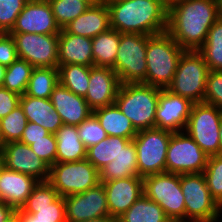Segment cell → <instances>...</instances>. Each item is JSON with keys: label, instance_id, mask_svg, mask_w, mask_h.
I'll list each match as a JSON object with an SVG mask.
<instances>
[{"label": "cell", "instance_id": "cell-1", "mask_svg": "<svg viewBox=\"0 0 222 222\" xmlns=\"http://www.w3.org/2000/svg\"><path fill=\"white\" fill-rule=\"evenodd\" d=\"M217 19L216 0H175L168 4L167 32L183 50L198 51Z\"/></svg>", "mask_w": 222, "mask_h": 222}, {"label": "cell", "instance_id": "cell-2", "mask_svg": "<svg viewBox=\"0 0 222 222\" xmlns=\"http://www.w3.org/2000/svg\"><path fill=\"white\" fill-rule=\"evenodd\" d=\"M107 6L110 26L120 33L155 35L167 31L165 0H121Z\"/></svg>", "mask_w": 222, "mask_h": 222}, {"label": "cell", "instance_id": "cell-3", "mask_svg": "<svg viewBox=\"0 0 222 222\" xmlns=\"http://www.w3.org/2000/svg\"><path fill=\"white\" fill-rule=\"evenodd\" d=\"M184 51L167 31L147 35V72L144 84L167 89Z\"/></svg>", "mask_w": 222, "mask_h": 222}, {"label": "cell", "instance_id": "cell-4", "mask_svg": "<svg viewBox=\"0 0 222 222\" xmlns=\"http://www.w3.org/2000/svg\"><path fill=\"white\" fill-rule=\"evenodd\" d=\"M161 88L144 83L121 84L115 104L137 131L156 127V108Z\"/></svg>", "mask_w": 222, "mask_h": 222}, {"label": "cell", "instance_id": "cell-5", "mask_svg": "<svg viewBox=\"0 0 222 222\" xmlns=\"http://www.w3.org/2000/svg\"><path fill=\"white\" fill-rule=\"evenodd\" d=\"M209 67L199 51L185 50L167 90L190 99L193 103L204 102L205 84Z\"/></svg>", "mask_w": 222, "mask_h": 222}, {"label": "cell", "instance_id": "cell-6", "mask_svg": "<svg viewBox=\"0 0 222 222\" xmlns=\"http://www.w3.org/2000/svg\"><path fill=\"white\" fill-rule=\"evenodd\" d=\"M180 184L185 201V222L222 221L221 207L212 198L203 173L182 174Z\"/></svg>", "mask_w": 222, "mask_h": 222}, {"label": "cell", "instance_id": "cell-7", "mask_svg": "<svg viewBox=\"0 0 222 222\" xmlns=\"http://www.w3.org/2000/svg\"><path fill=\"white\" fill-rule=\"evenodd\" d=\"M143 193L158 203L171 222H185V201L176 173H158L143 178Z\"/></svg>", "mask_w": 222, "mask_h": 222}, {"label": "cell", "instance_id": "cell-8", "mask_svg": "<svg viewBox=\"0 0 222 222\" xmlns=\"http://www.w3.org/2000/svg\"><path fill=\"white\" fill-rule=\"evenodd\" d=\"M147 35L120 33L114 71L121 84L144 83L147 64Z\"/></svg>", "mask_w": 222, "mask_h": 222}, {"label": "cell", "instance_id": "cell-9", "mask_svg": "<svg viewBox=\"0 0 222 222\" xmlns=\"http://www.w3.org/2000/svg\"><path fill=\"white\" fill-rule=\"evenodd\" d=\"M222 111L205 102L194 103L184 130L208 155L220 154V122Z\"/></svg>", "mask_w": 222, "mask_h": 222}, {"label": "cell", "instance_id": "cell-10", "mask_svg": "<svg viewBox=\"0 0 222 222\" xmlns=\"http://www.w3.org/2000/svg\"><path fill=\"white\" fill-rule=\"evenodd\" d=\"M172 133L156 127L137 132L133 141L140 177L166 172L167 149Z\"/></svg>", "mask_w": 222, "mask_h": 222}, {"label": "cell", "instance_id": "cell-11", "mask_svg": "<svg viewBox=\"0 0 222 222\" xmlns=\"http://www.w3.org/2000/svg\"><path fill=\"white\" fill-rule=\"evenodd\" d=\"M48 182L61 197L83 193L101 183L100 172L87 159L53 164Z\"/></svg>", "mask_w": 222, "mask_h": 222}, {"label": "cell", "instance_id": "cell-12", "mask_svg": "<svg viewBox=\"0 0 222 222\" xmlns=\"http://www.w3.org/2000/svg\"><path fill=\"white\" fill-rule=\"evenodd\" d=\"M208 158L187 133L174 132L168 144L166 172L179 175L203 173Z\"/></svg>", "mask_w": 222, "mask_h": 222}, {"label": "cell", "instance_id": "cell-13", "mask_svg": "<svg viewBox=\"0 0 222 222\" xmlns=\"http://www.w3.org/2000/svg\"><path fill=\"white\" fill-rule=\"evenodd\" d=\"M15 40L19 59L34 68L58 67V34L9 33Z\"/></svg>", "mask_w": 222, "mask_h": 222}, {"label": "cell", "instance_id": "cell-14", "mask_svg": "<svg viewBox=\"0 0 222 222\" xmlns=\"http://www.w3.org/2000/svg\"><path fill=\"white\" fill-rule=\"evenodd\" d=\"M66 222H83L109 216L103 183L79 194L64 197Z\"/></svg>", "mask_w": 222, "mask_h": 222}, {"label": "cell", "instance_id": "cell-15", "mask_svg": "<svg viewBox=\"0 0 222 222\" xmlns=\"http://www.w3.org/2000/svg\"><path fill=\"white\" fill-rule=\"evenodd\" d=\"M48 0H28L9 33L59 34Z\"/></svg>", "mask_w": 222, "mask_h": 222}, {"label": "cell", "instance_id": "cell-16", "mask_svg": "<svg viewBox=\"0 0 222 222\" xmlns=\"http://www.w3.org/2000/svg\"><path fill=\"white\" fill-rule=\"evenodd\" d=\"M193 104L188 98L161 89L156 108V128L173 133L184 131Z\"/></svg>", "mask_w": 222, "mask_h": 222}, {"label": "cell", "instance_id": "cell-17", "mask_svg": "<svg viewBox=\"0 0 222 222\" xmlns=\"http://www.w3.org/2000/svg\"><path fill=\"white\" fill-rule=\"evenodd\" d=\"M1 148L8 169L31 175L39 181H48L50 166L40 159L29 145L20 141H11Z\"/></svg>", "mask_w": 222, "mask_h": 222}, {"label": "cell", "instance_id": "cell-18", "mask_svg": "<svg viewBox=\"0 0 222 222\" xmlns=\"http://www.w3.org/2000/svg\"><path fill=\"white\" fill-rule=\"evenodd\" d=\"M107 195L109 216L117 220L143 195V178L132 176L101 182Z\"/></svg>", "mask_w": 222, "mask_h": 222}, {"label": "cell", "instance_id": "cell-19", "mask_svg": "<svg viewBox=\"0 0 222 222\" xmlns=\"http://www.w3.org/2000/svg\"><path fill=\"white\" fill-rule=\"evenodd\" d=\"M120 86L119 77L112 68L91 66L89 88L84 98L92 110L109 106L115 104Z\"/></svg>", "mask_w": 222, "mask_h": 222}, {"label": "cell", "instance_id": "cell-20", "mask_svg": "<svg viewBox=\"0 0 222 222\" xmlns=\"http://www.w3.org/2000/svg\"><path fill=\"white\" fill-rule=\"evenodd\" d=\"M50 100L64 125L78 126L93 114L84 97L74 94L60 83L54 88Z\"/></svg>", "mask_w": 222, "mask_h": 222}, {"label": "cell", "instance_id": "cell-21", "mask_svg": "<svg viewBox=\"0 0 222 222\" xmlns=\"http://www.w3.org/2000/svg\"><path fill=\"white\" fill-rule=\"evenodd\" d=\"M38 182L39 180L31 175L13 171L5 166L0 172V197L3 203L15 210L21 209Z\"/></svg>", "mask_w": 222, "mask_h": 222}, {"label": "cell", "instance_id": "cell-22", "mask_svg": "<svg viewBox=\"0 0 222 222\" xmlns=\"http://www.w3.org/2000/svg\"><path fill=\"white\" fill-rule=\"evenodd\" d=\"M68 64L94 66L92 39L61 29L58 34V67Z\"/></svg>", "mask_w": 222, "mask_h": 222}, {"label": "cell", "instance_id": "cell-23", "mask_svg": "<svg viewBox=\"0 0 222 222\" xmlns=\"http://www.w3.org/2000/svg\"><path fill=\"white\" fill-rule=\"evenodd\" d=\"M111 28L108 6L101 3L90 6L84 13L72 20L63 29L67 33L93 39Z\"/></svg>", "mask_w": 222, "mask_h": 222}, {"label": "cell", "instance_id": "cell-24", "mask_svg": "<svg viewBox=\"0 0 222 222\" xmlns=\"http://www.w3.org/2000/svg\"><path fill=\"white\" fill-rule=\"evenodd\" d=\"M20 106L28 122H33L55 134L63 125L60 115L54 109L50 99L35 98L23 94L20 97Z\"/></svg>", "mask_w": 222, "mask_h": 222}, {"label": "cell", "instance_id": "cell-25", "mask_svg": "<svg viewBox=\"0 0 222 222\" xmlns=\"http://www.w3.org/2000/svg\"><path fill=\"white\" fill-rule=\"evenodd\" d=\"M108 136L124 137L130 140L137 135L132 122L121 112L116 104L93 110Z\"/></svg>", "mask_w": 222, "mask_h": 222}, {"label": "cell", "instance_id": "cell-26", "mask_svg": "<svg viewBox=\"0 0 222 222\" xmlns=\"http://www.w3.org/2000/svg\"><path fill=\"white\" fill-rule=\"evenodd\" d=\"M55 136L57 139L56 163L86 159L87 148L80 140L77 126L63 124Z\"/></svg>", "mask_w": 222, "mask_h": 222}, {"label": "cell", "instance_id": "cell-27", "mask_svg": "<svg viewBox=\"0 0 222 222\" xmlns=\"http://www.w3.org/2000/svg\"><path fill=\"white\" fill-rule=\"evenodd\" d=\"M100 172V182L120 178L139 176L137 168V150L133 140H130L114 161L107 164Z\"/></svg>", "mask_w": 222, "mask_h": 222}, {"label": "cell", "instance_id": "cell-28", "mask_svg": "<svg viewBox=\"0 0 222 222\" xmlns=\"http://www.w3.org/2000/svg\"><path fill=\"white\" fill-rule=\"evenodd\" d=\"M119 42L120 32L112 28L95 36L92 39L94 66L114 69Z\"/></svg>", "mask_w": 222, "mask_h": 222}, {"label": "cell", "instance_id": "cell-29", "mask_svg": "<svg viewBox=\"0 0 222 222\" xmlns=\"http://www.w3.org/2000/svg\"><path fill=\"white\" fill-rule=\"evenodd\" d=\"M117 222H171L162 207L144 194L117 220Z\"/></svg>", "mask_w": 222, "mask_h": 222}, {"label": "cell", "instance_id": "cell-30", "mask_svg": "<svg viewBox=\"0 0 222 222\" xmlns=\"http://www.w3.org/2000/svg\"><path fill=\"white\" fill-rule=\"evenodd\" d=\"M130 141L124 137L108 136L98 144L87 148L86 159L98 170H102L107 164L114 161L122 148Z\"/></svg>", "mask_w": 222, "mask_h": 222}, {"label": "cell", "instance_id": "cell-31", "mask_svg": "<svg viewBox=\"0 0 222 222\" xmlns=\"http://www.w3.org/2000/svg\"><path fill=\"white\" fill-rule=\"evenodd\" d=\"M59 84L58 67L33 68L25 95L50 99L54 88Z\"/></svg>", "mask_w": 222, "mask_h": 222}, {"label": "cell", "instance_id": "cell-32", "mask_svg": "<svg viewBox=\"0 0 222 222\" xmlns=\"http://www.w3.org/2000/svg\"><path fill=\"white\" fill-rule=\"evenodd\" d=\"M91 66L68 64L60 65L59 83L74 94L85 97L89 88Z\"/></svg>", "mask_w": 222, "mask_h": 222}, {"label": "cell", "instance_id": "cell-33", "mask_svg": "<svg viewBox=\"0 0 222 222\" xmlns=\"http://www.w3.org/2000/svg\"><path fill=\"white\" fill-rule=\"evenodd\" d=\"M209 70L222 71V19L218 18L208 31L206 41L198 50Z\"/></svg>", "mask_w": 222, "mask_h": 222}, {"label": "cell", "instance_id": "cell-34", "mask_svg": "<svg viewBox=\"0 0 222 222\" xmlns=\"http://www.w3.org/2000/svg\"><path fill=\"white\" fill-rule=\"evenodd\" d=\"M33 68L27 61L18 58L6 67L2 86L22 96L26 92Z\"/></svg>", "mask_w": 222, "mask_h": 222}, {"label": "cell", "instance_id": "cell-35", "mask_svg": "<svg viewBox=\"0 0 222 222\" xmlns=\"http://www.w3.org/2000/svg\"><path fill=\"white\" fill-rule=\"evenodd\" d=\"M27 123V117L20 105L0 119L1 147L11 141H20Z\"/></svg>", "mask_w": 222, "mask_h": 222}, {"label": "cell", "instance_id": "cell-36", "mask_svg": "<svg viewBox=\"0 0 222 222\" xmlns=\"http://www.w3.org/2000/svg\"><path fill=\"white\" fill-rule=\"evenodd\" d=\"M55 21L63 29L72 20L84 13L91 5L84 0H48Z\"/></svg>", "mask_w": 222, "mask_h": 222}, {"label": "cell", "instance_id": "cell-37", "mask_svg": "<svg viewBox=\"0 0 222 222\" xmlns=\"http://www.w3.org/2000/svg\"><path fill=\"white\" fill-rule=\"evenodd\" d=\"M203 174L212 198L222 206V155L210 156Z\"/></svg>", "mask_w": 222, "mask_h": 222}, {"label": "cell", "instance_id": "cell-38", "mask_svg": "<svg viewBox=\"0 0 222 222\" xmlns=\"http://www.w3.org/2000/svg\"><path fill=\"white\" fill-rule=\"evenodd\" d=\"M21 210L33 214L39 222H66L64 197L61 196L49 206L21 207Z\"/></svg>", "mask_w": 222, "mask_h": 222}, {"label": "cell", "instance_id": "cell-39", "mask_svg": "<svg viewBox=\"0 0 222 222\" xmlns=\"http://www.w3.org/2000/svg\"><path fill=\"white\" fill-rule=\"evenodd\" d=\"M80 140L89 148L92 145L98 144L103 139L108 138L107 133L101 127L100 122L94 114H91L81 124L77 126Z\"/></svg>", "mask_w": 222, "mask_h": 222}, {"label": "cell", "instance_id": "cell-40", "mask_svg": "<svg viewBox=\"0 0 222 222\" xmlns=\"http://www.w3.org/2000/svg\"><path fill=\"white\" fill-rule=\"evenodd\" d=\"M28 0H0V33H9Z\"/></svg>", "mask_w": 222, "mask_h": 222}, {"label": "cell", "instance_id": "cell-41", "mask_svg": "<svg viewBox=\"0 0 222 222\" xmlns=\"http://www.w3.org/2000/svg\"><path fill=\"white\" fill-rule=\"evenodd\" d=\"M59 194L48 181H39L22 207H43L53 203Z\"/></svg>", "mask_w": 222, "mask_h": 222}, {"label": "cell", "instance_id": "cell-42", "mask_svg": "<svg viewBox=\"0 0 222 222\" xmlns=\"http://www.w3.org/2000/svg\"><path fill=\"white\" fill-rule=\"evenodd\" d=\"M31 150L50 167L56 163L57 139L55 134L50 133L39 140H31Z\"/></svg>", "mask_w": 222, "mask_h": 222}, {"label": "cell", "instance_id": "cell-43", "mask_svg": "<svg viewBox=\"0 0 222 222\" xmlns=\"http://www.w3.org/2000/svg\"><path fill=\"white\" fill-rule=\"evenodd\" d=\"M204 102L222 111V71H209L205 84Z\"/></svg>", "mask_w": 222, "mask_h": 222}, {"label": "cell", "instance_id": "cell-44", "mask_svg": "<svg viewBox=\"0 0 222 222\" xmlns=\"http://www.w3.org/2000/svg\"><path fill=\"white\" fill-rule=\"evenodd\" d=\"M18 59L15 40L9 33H0V64L8 67Z\"/></svg>", "mask_w": 222, "mask_h": 222}, {"label": "cell", "instance_id": "cell-45", "mask_svg": "<svg viewBox=\"0 0 222 222\" xmlns=\"http://www.w3.org/2000/svg\"><path fill=\"white\" fill-rule=\"evenodd\" d=\"M20 95L0 86V119L20 105Z\"/></svg>", "mask_w": 222, "mask_h": 222}, {"label": "cell", "instance_id": "cell-46", "mask_svg": "<svg viewBox=\"0 0 222 222\" xmlns=\"http://www.w3.org/2000/svg\"><path fill=\"white\" fill-rule=\"evenodd\" d=\"M49 134L50 133L40 125L33 122H28L22 134L20 142L30 145L31 140L43 139V137Z\"/></svg>", "mask_w": 222, "mask_h": 222}, {"label": "cell", "instance_id": "cell-47", "mask_svg": "<svg viewBox=\"0 0 222 222\" xmlns=\"http://www.w3.org/2000/svg\"><path fill=\"white\" fill-rule=\"evenodd\" d=\"M16 210L6 203L0 204V222H5Z\"/></svg>", "mask_w": 222, "mask_h": 222}, {"label": "cell", "instance_id": "cell-48", "mask_svg": "<svg viewBox=\"0 0 222 222\" xmlns=\"http://www.w3.org/2000/svg\"><path fill=\"white\" fill-rule=\"evenodd\" d=\"M20 214V222H39L33 214L24 213L21 209L17 210Z\"/></svg>", "mask_w": 222, "mask_h": 222}, {"label": "cell", "instance_id": "cell-49", "mask_svg": "<svg viewBox=\"0 0 222 222\" xmlns=\"http://www.w3.org/2000/svg\"><path fill=\"white\" fill-rule=\"evenodd\" d=\"M83 222H117V221L110 216H106V217H101V218L92 219V220L83 221Z\"/></svg>", "mask_w": 222, "mask_h": 222}, {"label": "cell", "instance_id": "cell-50", "mask_svg": "<svg viewBox=\"0 0 222 222\" xmlns=\"http://www.w3.org/2000/svg\"><path fill=\"white\" fill-rule=\"evenodd\" d=\"M5 222H20V214L16 210Z\"/></svg>", "mask_w": 222, "mask_h": 222}, {"label": "cell", "instance_id": "cell-51", "mask_svg": "<svg viewBox=\"0 0 222 222\" xmlns=\"http://www.w3.org/2000/svg\"><path fill=\"white\" fill-rule=\"evenodd\" d=\"M5 73H6V67L0 64V86H2L4 82Z\"/></svg>", "mask_w": 222, "mask_h": 222}, {"label": "cell", "instance_id": "cell-52", "mask_svg": "<svg viewBox=\"0 0 222 222\" xmlns=\"http://www.w3.org/2000/svg\"><path fill=\"white\" fill-rule=\"evenodd\" d=\"M5 167V158H4V152L2 148L0 147V172Z\"/></svg>", "mask_w": 222, "mask_h": 222}, {"label": "cell", "instance_id": "cell-53", "mask_svg": "<svg viewBox=\"0 0 222 222\" xmlns=\"http://www.w3.org/2000/svg\"><path fill=\"white\" fill-rule=\"evenodd\" d=\"M217 1L218 18L222 19V0Z\"/></svg>", "mask_w": 222, "mask_h": 222}, {"label": "cell", "instance_id": "cell-54", "mask_svg": "<svg viewBox=\"0 0 222 222\" xmlns=\"http://www.w3.org/2000/svg\"><path fill=\"white\" fill-rule=\"evenodd\" d=\"M85 2L89 3L91 6L98 5L102 3V0H84Z\"/></svg>", "mask_w": 222, "mask_h": 222}, {"label": "cell", "instance_id": "cell-55", "mask_svg": "<svg viewBox=\"0 0 222 222\" xmlns=\"http://www.w3.org/2000/svg\"><path fill=\"white\" fill-rule=\"evenodd\" d=\"M219 133H220V154L222 155V119H221V122H220Z\"/></svg>", "mask_w": 222, "mask_h": 222}, {"label": "cell", "instance_id": "cell-56", "mask_svg": "<svg viewBox=\"0 0 222 222\" xmlns=\"http://www.w3.org/2000/svg\"><path fill=\"white\" fill-rule=\"evenodd\" d=\"M117 1H121V0H102V3L105 5H109V4L117 2Z\"/></svg>", "mask_w": 222, "mask_h": 222}, {"label": "cell", "instance_id": "cell-57", "mask_svg": "<svg viewBox=\"0 0 222 222\" xmlns=\"http://www.w3.org/2000/svg\"><path fill=\"white\" fill-rule=\"evenodd\" d=\"M168 4L175 1V0H165Z\"/></svg>", "mask_w": 222, "mask_h": 222}]
</instances>
